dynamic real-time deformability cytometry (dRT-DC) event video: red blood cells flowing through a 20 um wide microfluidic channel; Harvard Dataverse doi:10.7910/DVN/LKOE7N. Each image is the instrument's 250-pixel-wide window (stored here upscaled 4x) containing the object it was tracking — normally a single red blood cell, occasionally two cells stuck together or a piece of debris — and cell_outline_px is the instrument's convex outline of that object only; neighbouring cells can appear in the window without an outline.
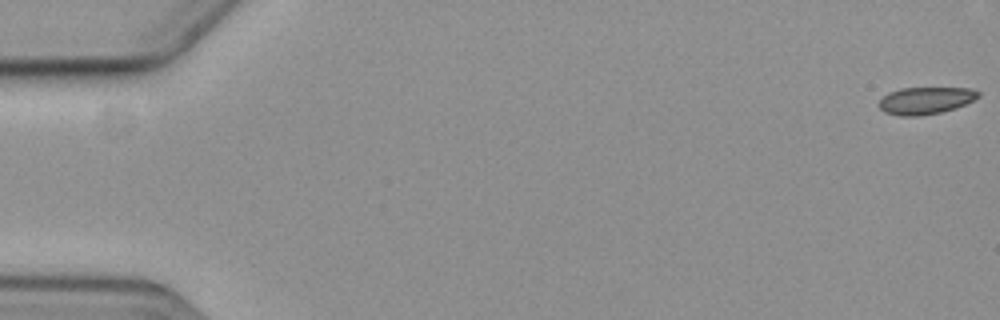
{"species": "common noctule bat (a hibernating species)", "species_latin": "Nyctalus noctula", "temperature_condition": "cold", "stored_images_in_passage": 5, "camera_frame_rate_fps": 3000, "um_per_image_px": 0.085, "animal": {"sex": "female", "body_mass_g": 19.3, "forearm_length_mm": 54.1}, "frame": {"image": 1, "passage_image": 1, "time_ms": 0.0, "image_size_px": [1000, 320], "cell_outline_px": [[980, 96], [956, 108], [940, 112], [920, 116], [900, 116], [884, 112], [880, 108], [880, 100], [888, 92], [900, 88], [972, 88], [980, 92]], "centroid_in_image_um": [78.67, 8.54], "position_along_channel_um": 6.3, "area_um2": 15.66}}